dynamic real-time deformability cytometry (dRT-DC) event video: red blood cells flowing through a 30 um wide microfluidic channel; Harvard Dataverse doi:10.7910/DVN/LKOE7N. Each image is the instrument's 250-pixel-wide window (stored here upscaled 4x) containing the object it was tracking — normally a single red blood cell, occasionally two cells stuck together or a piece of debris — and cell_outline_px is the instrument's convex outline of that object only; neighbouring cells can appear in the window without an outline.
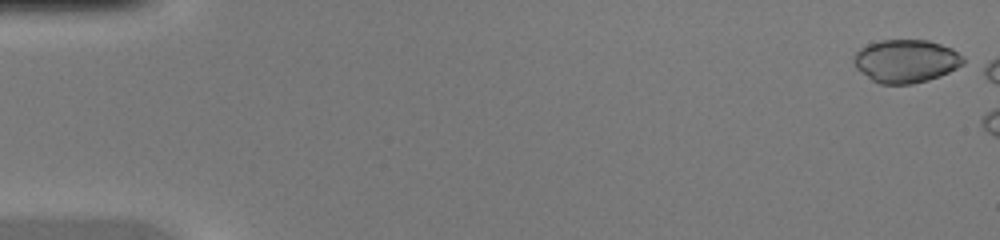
{"species": "common noctule bat (a hibernating species)", "species_latin": "Nyctalus noctula", "temperature_condition": "warm", "stored_images_in_passage": 7, "camera_frame_rate_fps": 3000, "um_per_image_px": 0.085, "animal": {"sex": "female", "body_mass_g": 20.0, "forearm_length_mm": 54.0}, "frame": {"image": 1, "passage_image": 1, "time_ms": 0.0, "image_size_px": [1000, 240], "cell_outline_px": [[964, 64], [940, 76], [928, 80], [912, 84], [880, 84], [872, 80], [860, 72], [856, 68], [852, 60], [852, 56], [860, 48], [868, 44], [880, 40], [928, 40], [952, 48], [964, 56]], "centroid_in_image_um": [76.99, 5.19], "position_along_channel_um": 8.0, "area_um2": 27.69}}